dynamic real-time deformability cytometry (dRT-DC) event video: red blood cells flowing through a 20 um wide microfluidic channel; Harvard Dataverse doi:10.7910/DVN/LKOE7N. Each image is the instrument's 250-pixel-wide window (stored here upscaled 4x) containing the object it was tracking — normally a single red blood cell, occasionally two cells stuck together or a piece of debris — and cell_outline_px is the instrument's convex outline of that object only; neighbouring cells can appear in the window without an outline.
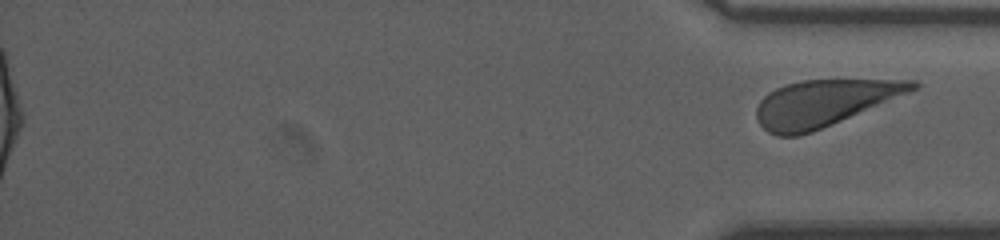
{"species": "human", "species_latin": "Homo sapiens", "temperature_condition": "room temperature", "stored_images_in_passage": 62, "segment_of_instrument_passage": [2, 2], "camera_frame_rate_fps": 3000, "um_per_image_px": 0.085, "donor": {"sex": "male"}, "frame": {"image": 1, "passage_image": 62, "time_ms": 20.333, "image_size_px": [1000, 240], "cell_outline_px": [[920, 84], [916, 88], [908, 92], [812, 132], [796, 136], [776, 136], [768, 132], [760, 124], [756, 116], [756, 108], [760, 100], [768, 92], [776, 88], [788, 84], [804, 80], [916, 80]], "centroid_in_image_um": [69.96, 8.76], "position_along_channel_um": 365.2, "area_um2": 41.33}}